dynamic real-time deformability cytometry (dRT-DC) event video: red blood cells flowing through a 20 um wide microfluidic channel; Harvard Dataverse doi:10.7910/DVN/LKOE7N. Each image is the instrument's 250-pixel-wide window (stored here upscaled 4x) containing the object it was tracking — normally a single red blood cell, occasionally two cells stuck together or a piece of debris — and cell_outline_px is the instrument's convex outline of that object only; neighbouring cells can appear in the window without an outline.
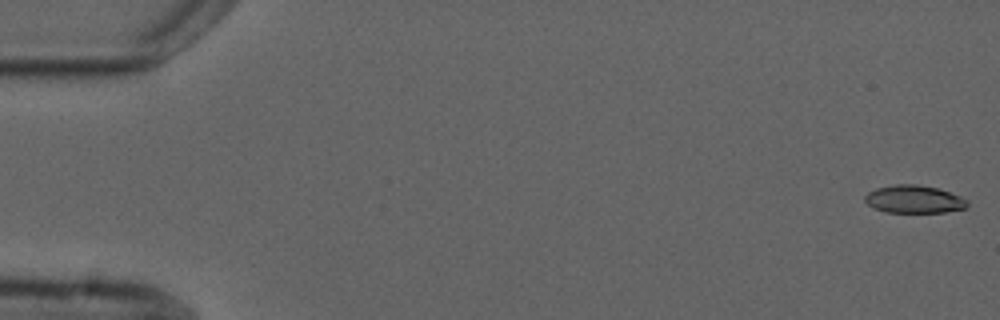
{"species": "common noctule bat (a hibernating species)", "species_latin": "Nyctalus noctula", "temperature_condition": "cold", "stored_images_in_passage": 3, "camera_frame_rate_fps": 3000, "um_per_image_px": 0.085, "animal": {"sex": "male", "forearm_length_mm": 52.5}, "frame": {"image": 1, "passage_image": 1, "time_ms": 0.0, "image_size_px": [1000, 320], "cell_outline_px": [[968, 204], [964, 208], [944, 212], [888, 212], [872, 208], [864, 200], [864, 196], [868, 192], [876, 188], [896, 184], [916, 184], [936, 188], [960, 196], [968, 200]], "centroid_in_image_um": [77.66, 16.93], "position_along_channel_um": 7.3, "area_um2": 16.47}}